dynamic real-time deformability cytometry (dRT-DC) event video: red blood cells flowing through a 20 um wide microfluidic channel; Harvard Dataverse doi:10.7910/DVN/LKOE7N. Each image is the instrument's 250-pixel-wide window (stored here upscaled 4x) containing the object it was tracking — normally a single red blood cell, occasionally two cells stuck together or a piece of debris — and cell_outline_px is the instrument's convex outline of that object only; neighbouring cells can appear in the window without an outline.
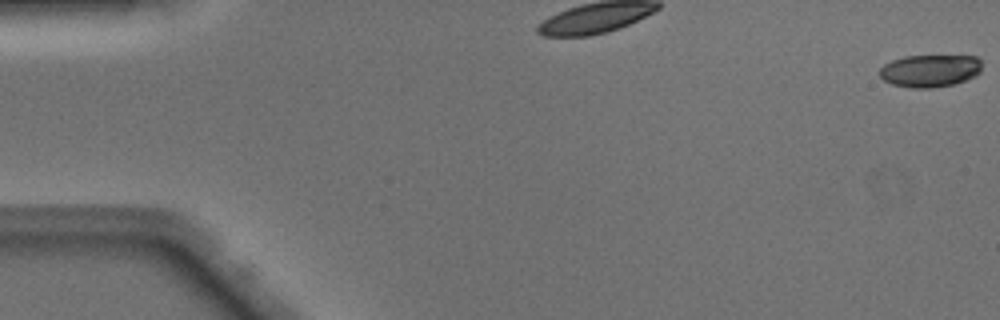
{"species": "Egyptian fruit bat (a non-hibernating species)", "species_latin": "Rousettus aegyptiacus", "temperature_condition": "warm", "stored_images_in_passage": 38, "camera_frame_rate_fps": 3000, "um_per_image_px": 0.085, "animal": {"sex": "male"}, "frame": {"image": 1, "passage_image": 1, "time_ms": 0.0, "image_size_px": [1000, 320], "cell_outline_px": [[980, 72], [976, 76], [956, 84], [932, 88], [912, 88], [892, 84], [884, 80], [880, 76], [880, 68], [884, 64], [892, 60], [904, 56], [976, 56], [980, 60]], "centroid_in_image_um": [79.05, 6.02], "position_along_channel_um": 5.9, "area_um2": 19.42}}
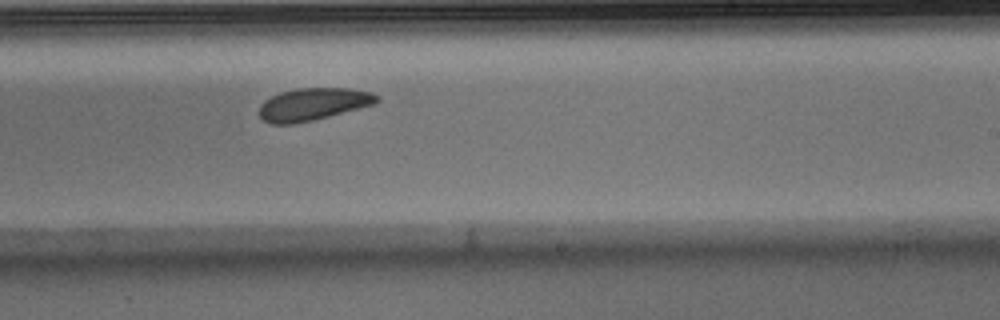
{"frame": {"image": 2, "passage_image": 21, "time_ms": 6.667, "image_size_px": [1000, 320], "cell_outline_px": [[380, 100], [376, 104], [312, 120], [292, 124], [272, 124], [264, 120], [260, 116], [260, 104], [264, 100], [280, 92], [296, 88], [348, 88], [372, 92], [380, 96]], "centroid_in_image_um": [26.64, 8.84], "position_along_channel_um": 262.4, "area_um2": 22.2}}
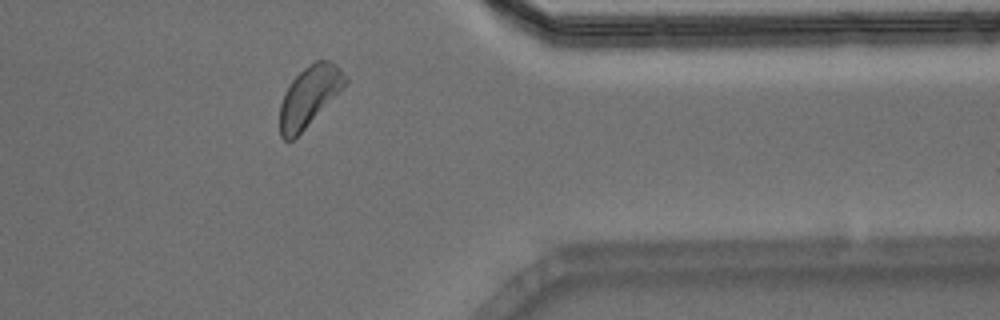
{"frame": {"image": 3, "passage_image": 31, "time_ms": 10.0, "image_size_px": [1000, 320], "cell_outline_px": [[348, 84], [292, 140], [284, 140], [280, 136], [280, 104], [284, 92], [292, 80], [304, 68], [316, 60], [328, 60], [336, 64], [340, 68], [348, 80]], "centroid_in_image_um": [26.29, 8.16], "position_along_channel_um": 385.1, "area_um2": 22.66}}